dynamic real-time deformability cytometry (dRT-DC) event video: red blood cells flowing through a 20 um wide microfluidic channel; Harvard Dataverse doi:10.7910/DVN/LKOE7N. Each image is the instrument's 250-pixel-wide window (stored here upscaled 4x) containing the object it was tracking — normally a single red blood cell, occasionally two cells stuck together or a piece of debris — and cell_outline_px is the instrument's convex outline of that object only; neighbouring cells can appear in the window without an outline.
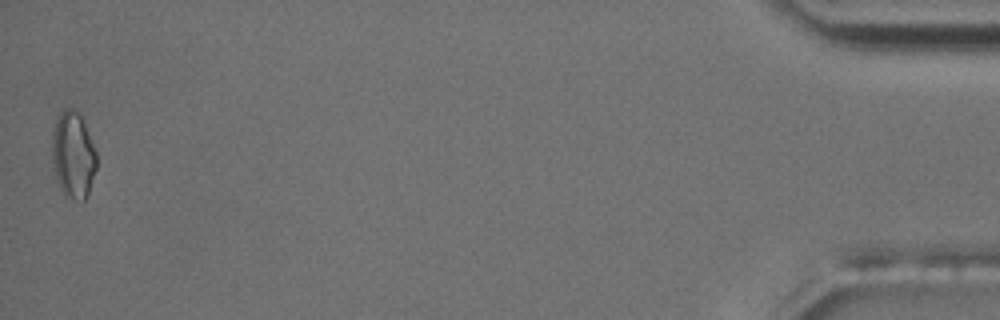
{"species": "common noctule bat (a hibernating species)", "species_latin": "Nyctalus noctula", "temperature_condition": "room temperature", "stored_images_in_passage": 37, "camera_frame_rate_fps": 3000, "um_per_image_px": 0.085, "animal": {"sex": "male", "body_mass_g": 17.5, "forearm_length_mm": 52.3}, "frame": {"image": 1, "passage_image": 37, "time_ms": 12.0, "image_size_px": [1000, 320], "cell_outline_px": [[96, 168], [88, 196], [84, 200], [64, 196], [60, 188], [56, 176], [52, 156], [52, 132], [56, 116], [64, 108], [72, 108], [80, 112], [96, 152]], "centroid_in_image_um": [6.21, 13.13], "position_along_channel_um": 429.0, "area_um2": 22.54}}